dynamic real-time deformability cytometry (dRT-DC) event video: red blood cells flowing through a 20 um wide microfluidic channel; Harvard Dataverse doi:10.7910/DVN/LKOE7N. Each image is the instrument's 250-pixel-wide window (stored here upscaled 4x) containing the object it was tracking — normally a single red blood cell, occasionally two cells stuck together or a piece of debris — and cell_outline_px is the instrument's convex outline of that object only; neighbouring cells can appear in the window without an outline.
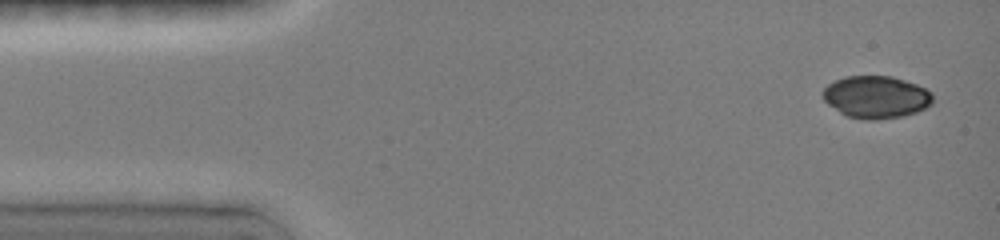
{"species": "common noctule bat (a hibernating species)", "species_latin": "Nyctalus noctula", "temperature_condition": "room temperature", "stored_images_in_passage": 5, "camera_frame_rate_fps": 3000, "um_per_image_px": 0.085, "animal": {"sex": "female", "body_mass_g": 19.0, "forearm_length_mm": 51.5}, "frame": {"image": 1, "passage_image": 1, "time_ms": 0.0, "image_size_px": [1000, 240], "cell_outline_px": [[932, 104], [916, 112], [900, 116], [876, 120], [868, 120], [848, 116], [840, 112], [828, 104], [824, 100], [824, 88], [828, 84], [844, 76], [892, 76], [916, 84], [932, 92]], "centroid_in_image_um": [74.47, 8.24], "position_along_channel_um": 10.5, "area_um2": 26.88}}